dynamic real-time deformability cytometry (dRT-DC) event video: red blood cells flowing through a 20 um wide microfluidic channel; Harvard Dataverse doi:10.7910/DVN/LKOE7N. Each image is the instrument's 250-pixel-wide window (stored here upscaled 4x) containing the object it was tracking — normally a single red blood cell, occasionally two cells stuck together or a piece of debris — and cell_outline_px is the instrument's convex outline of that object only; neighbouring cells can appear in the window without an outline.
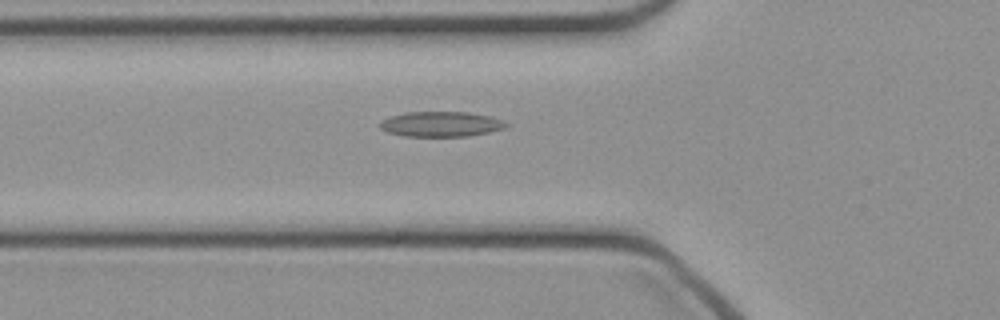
{"species": "common noctule bat (a hibernating species)", "species_latin": "Nyctalus noctula", "temperature_condition": "cold", "stored_images_in_passage": 48, "camera_frame_rate_fps": 3000, "um_per_image_px": 0.085, "animal": {"sex": "female", "body_mass_g": 21.9}, "frame": {"image": 1, "passage_image": 17, "time_ms": 5.333, "image_size_px": [1000, 320], "cell_outline_px": [[508, 124], [504, 128], [488, 132], [468, 136], [404, 136], [388, 132], [380, 128], [380, 124], [384, 120], [392, 116], [408, 112], [468, 112], [488, 116], [504, 120]], "centroid_in_image_um": [37.51, 10.55], "position_along_channel_um": 88.3, "area_um2": 18.21}}
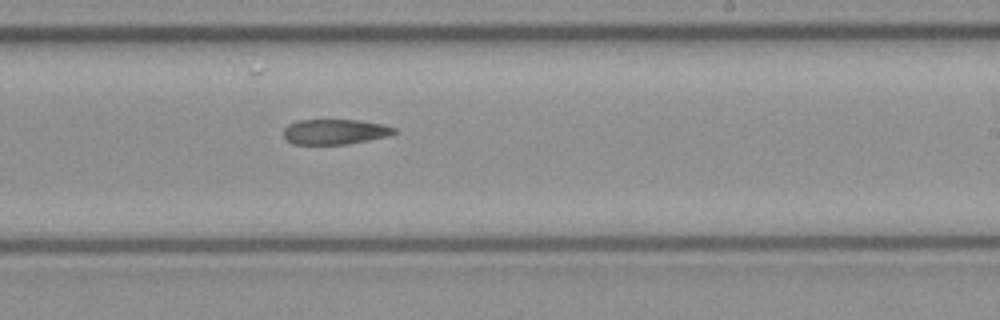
{"frame": {"image": 2, "passage_image": 29, "time_ms": 9.333, "image_size_px": [1000, 320], "cell_outline_px": [[396, 132], [388, 136], [348, 144], [292, 144], [284, 136], [284, 128], [288, 124], [296, 120], [356, 120], [384, 124], [396, 128]], "centroid_in_image_um": [28.46, 11.19], "position_along_channel_um": 260.5, "area_um2": 16.24}}
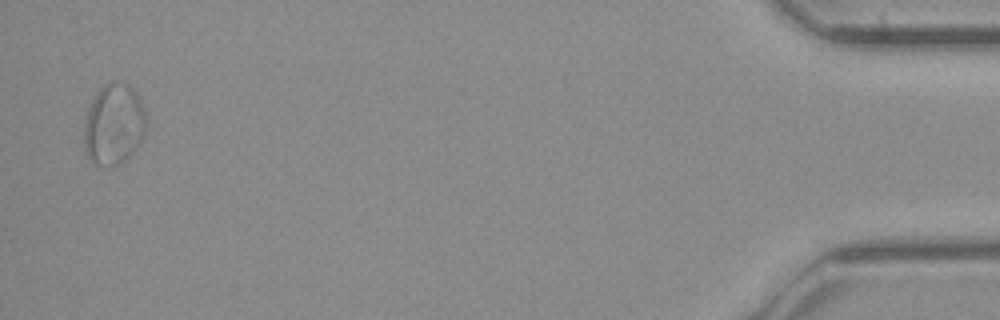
{"frame": {"image": 3, "passage_image": 47, "time_ms": 15.333, "image_size_px": [1000, 320], "cell_outline_px": [[148, 120], [144, 136], [136, 148], [120, 164], [112, 168], [96, 168], [88, 160], [84, 148], [84, 120], [88, 108], [92, 100], [100, 88], [104, 84], [112, 80], [128, 84], [136, 92], [144, 108]], "centroid_in_image_um": [9.66, 10.62], "position_along_channel_um": 425.5, "area_um2": 30.29}}